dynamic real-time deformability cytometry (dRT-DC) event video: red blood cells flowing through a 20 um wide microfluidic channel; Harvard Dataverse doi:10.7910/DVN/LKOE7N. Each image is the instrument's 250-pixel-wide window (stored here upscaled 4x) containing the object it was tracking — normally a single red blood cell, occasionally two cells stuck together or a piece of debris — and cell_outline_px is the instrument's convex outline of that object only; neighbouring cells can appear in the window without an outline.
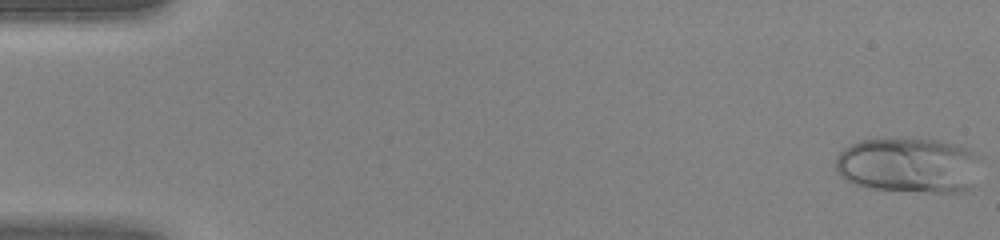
{"species": "human", "species_latin": "Homo sapiens", "temperature_condition": "warm", "stored_images_in_passage": 45, "camera_frame_rate_fps": 3000, "um_per_image_px": 0.085, "donor": {"sex": "female"}, "frame": {"image": 1, "passage_image": 1, "time_ms": 0.0, "image_size_px": [1000, 240], "cell_outline_px": [[980, 156], [972, 188], [960, 192], [932, 192], [872, 188], [852, 184], [840, 176], [836, 168], [836, 156], [844, 148], [860, 140], [940, 140], [960, 144], [968, 148]], "centroid_in_image_um": [77.26, 14.05], "position_along_channel_um": 7.7, "area_um2": 46.59}}
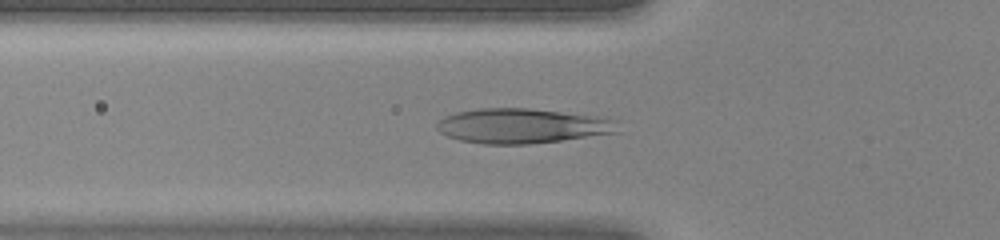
{"frame": {"image": 2, "passage_image": 16, "time_ms": 5.0, "image_size_px": [1000, 240], "cell_outline_px": [[620, 132], [560, 140], [528, 144], [484, 144], [460, 140], [448, 136], [440, 132], [436, 128], [436, 124], [444, 116], [456, 112], [480, 108], [528, 108], [560, 112], [616, 120]], "centroid_in_image_um": [44.32, 10.7], "position_along_channel_um": 81.5, "area_um2": 36.3}}
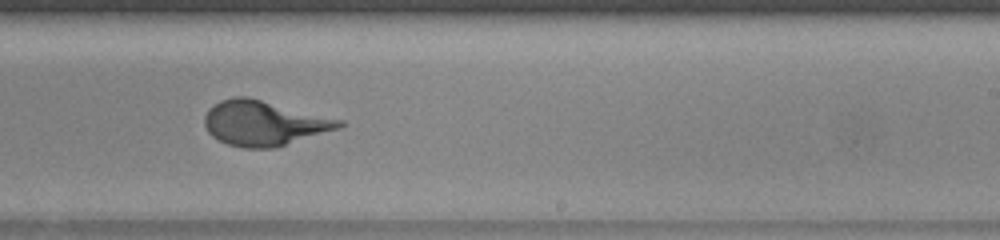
{"frame": {"image": 3, "passage_image": 28, "time_ms": 9.0, "image_size_px": [1000, 240], "cell_outline_px": [[344, 124], [340, 128], [276, 148], [244, 148], [228, 144], [212, 136], [208, 132], [204, 124], [204, 116], [208, 108], [212, 104], [220, 100], [232, 96], [248, 96], [344, 120]], "centroid_in_image_um": [22.43, 10.45], "position_along_channel_um": 266.6, "area_um2": 35.6}}